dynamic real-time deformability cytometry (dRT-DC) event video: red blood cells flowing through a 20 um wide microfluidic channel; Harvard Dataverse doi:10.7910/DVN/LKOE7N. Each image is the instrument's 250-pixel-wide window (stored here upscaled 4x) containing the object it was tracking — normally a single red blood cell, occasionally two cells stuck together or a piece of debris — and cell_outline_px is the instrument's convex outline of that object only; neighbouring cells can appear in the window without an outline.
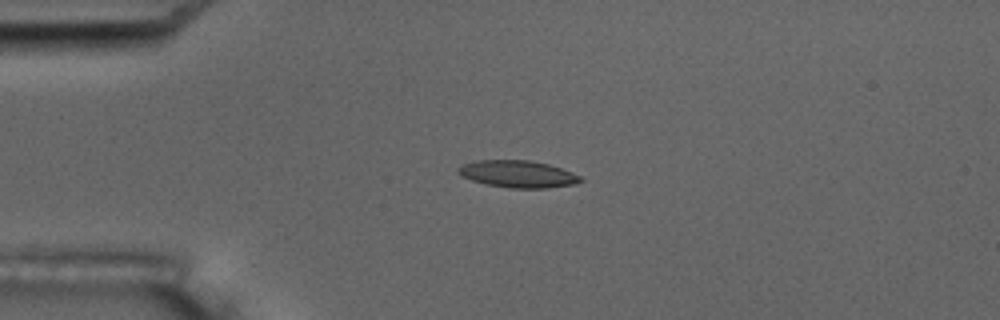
{"species": "common noctule bat (a hibernating species)", "species_latin": "Nyctalus noctula", "temperature_condition": "room temperature", "stored_images_in_passage": 6, "camera_frame_rate_fps": 3000, "um_per_image_px": 0.085, "animal": {"sex": "male", "body_mass_g": 17.5, "forearm_length_mm": 52.3}, "frame": {"image": 1, "passage_image": 5, "time_ms": 4.667, "image_size_px": [1000, 320], "cell_outline_px": [[584, 180], [576, 184], [548, 188], [508, 188], [488, 184], [472, 180], [460, 176], [456, 172], [456, 168], [464, 164], [476, 160], [528, 160], [548, 164], [572, 172], [580, 176]], "centroid_in_image_um": [44.01, 14.79], "position_along_channel_um": 41.0, "area_um2": 19.36}}